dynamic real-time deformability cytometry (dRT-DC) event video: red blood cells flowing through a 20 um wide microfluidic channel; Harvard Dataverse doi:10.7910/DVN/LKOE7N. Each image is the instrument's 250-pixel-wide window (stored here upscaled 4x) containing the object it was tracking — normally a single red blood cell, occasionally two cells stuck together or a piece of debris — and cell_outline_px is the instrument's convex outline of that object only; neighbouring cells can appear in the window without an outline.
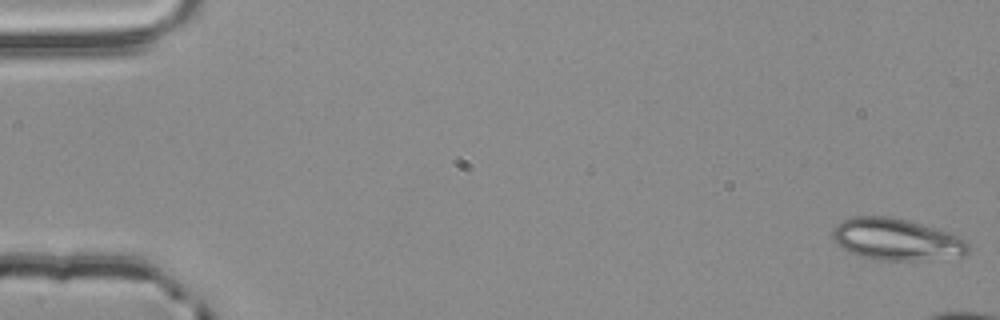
{"species": "common noctule bat (a hibernating species)", "species_latin": "Nyctalus noctula", "temperature_condition": "room temperature", "stored_images_in_passage": 12, "camera_frame_rate_fps": 3000, "um_per_image_px": 0.085, "animal": {"sex": "male", "body_mass_g": 20.4}, "frame": {"image": 1, "passage_image": 1, "time_ms": 0.0, "image_size_px": [1000, 320], "cell_outline_px": [[968, 252], [960, 256], [916, 260], [880, 260], [856, 256], [840, 248], [836, 244], [832, 236], [832, 228], [840, 220], [852, 216], [888, 216], [908, 220], [948, 232], [968, 240]], "centroid_in_image_um": [76.12, 20.34], "position_along_channel_um": 8.9, "area_um2": 33.29}}